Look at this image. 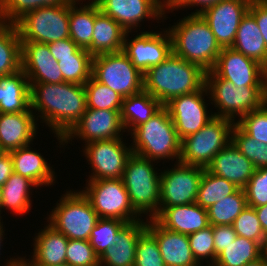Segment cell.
<instances>
[{
  "mask_svg": "<svg viewBox=\"0 0 267 266\" xmlns=\"http://www.w3.org/2000/svg\"><path fill=\"white\" fill-rule=\"evenodd\" d=\"M29 84L30 109L37 122L50 128L57 147H64L63 137L87 110L85 86L70 82Z\"/></svg>",
  "mask_w": 267,
  "mask_h": 266,
  "instance_id": "obj_1",
  "label": "cell"
},
{
  "mask_svg": "<svg viewBox=\"0 0 267 266\" xmlns=\"http://www.w3.org/2000/svg\"><path fill=\"white\" fill-rule=\"evenodd\" d=\"M204 71L173 52L163 62L144 73V90L164 106L171 99L191 94L205 85Z\"/></svg>",
  "mask_w": 267,
  "mask_h": 266,
  "instance_id": "obj_2",
  "label": "cell"
},
{
  "mask_svg": "<svg viewBox=\"0 0 267 266\" xmlns=\"http://www.w3.org/2000/svg\"><path fill=\"white\" fill-rule=\"evenodd\" d=\"M170 25L167 29L172 39L173 53L206 72L212 70L222 48L203 17L200 14H186Z\"/></svg>",
  "mask_w": 267,
  "mask_h": 266,
  "instance_id": "obj_3",
  "label": "cell"
},
{
  "mask_svg": "<svg viewBox=\"0 0 267 266\" xmlns=\"http://www.w3.org/2000/svg\"><path fill=\"white\" fill-rule=\"evenodd\" d=\"M133 153L157 163L169 160L179 162L181 140L168 110L163 106L146 123L136 127L130 134ZM176 161H175V160Z\"/></svg>",
  "mask_w": 267,
  "mask_h": 266,
  "instance_id": "obj_4",
  "label": "cell"
},
{
  "mask_svg": "<svg viewBox=\"0 0 267 266\" xmlns=\"http://www.w3.org/2000/svg\"><path fill=\"white\" fill-rule=\"evenodd\" d=\"M205 85L210 97L207 101L217 111L213 112L214 117L229 119L234 123L267 102V86H235L212 70L206 72Z\"/></svg>",
  "mask_w": 267,
  "mask_h": 266,
  "instance_id": "obj_5",
  "label": "cell"
},
{
  "mask_svg": "<svg viewBox=\"0 0 267 266\" xmlns=\"http://www.w3.org/2000/svg\"><path fill=\"white\" fill-rule=\"evenodd\" d=\"M154 162V163H153ZM157 162L132 153L122 176L133 209L144 219L159 213L160 168Z\"/></svg>",
  "mask_w": 267,
  "mask_h": 266,
  "instance_id": "obj_6",
  "label": "cell"
},
{
  "mask_svg": "<svg viewBox=\"0 0 267 266\" xmlns=\"http://www.w3.org/2000/svg\"><path fill=\"white\" fill-rule=\"evenodd\" d=\"M57 199L46 219L56 231L68 239L88 240L99 219L88 198L80 189H66Z\"/></svg>",
  "mask_w": 267,
  "mask_h": 266,
  "instance_id": "obj_7",
  "label": "cell"
},
{
  "mask_svg": "<svg viewBox=\"0 0 267 266\" xmlns=\"http://www.w3.org/2000/svg\"><path fill=\"white\" fill-rule=\"evenodd\" d=\"M234 124L229 119L214 117L198 132L182 139L179 162L206 168L231 142Z\"/></svg>",
  "mask_w": 267,
  "mask_h": 266,
  "instance_id": "obj_8",
  "label": "cell"
},
{
  "mask_svg": "<svg viewBox=\"0 0 267 266\" xmlns=\"http://www.w3.org/2000/svg\"><path fill=\"white\" fill-rule=\"evenodd\" d=\"M82 193L99 218L133 222L143 219L132 207L122 179L85 180Z\"/></svg>",
  "mask_w": 267,
  "mask_h": 266,
  "instance_id": "obj_9",
  "label": "cell"
},
{
  "mask_svg": "<svg viewBox=\"0 0 267 266\" xmlns=\"http://www.w3.org/2000/svg\"><path fill=\"white\" fill-rule=\"evenodd\" d=\"M92 77L123 98L144 90V74L123 51L94 56Z\"/></svg>",
  "mask_w": 267,
  "mask_h": 266,
  "instance_id": "obj_10",
  "label": "cell"
},
{
  "mask_svg": "<svg viewBox=\"0 0 267 266\" xmlns=\"http://www.w3.org/2000/svg\"><path fill=\"white\" fill-rule=\"evenodd\" d=\"M69 11L70 3L27 13L16 23L21 42L47 44L70 38Z\"/></svg>",
  "mask_w": 267,
  "mask_h": 266,
  "instance_id": "obj_11",
  "label": "cell"
},
{
  "mask_svg": "<svg viewBox=\"0 0 267 266\" xmlns=\"http://www.w3.org/2000/svg\"><path fill=\"white\" fill-rule=\"evenodd\" d=\"M124 139L92 141L82 146V154L91 168L87 180L122 179L126 163L133 153L131 142L128 144Z\"/></svg>",
  "mask_w": 267,
  "mask_h": 266,
  "instance_id": "obj_12",
  "label": "cell"
},
{
  "mask_svg": "<svg viewBox=\"0 0 267 266\" xmlns=\"http://www.w3.org/2000/svg\"><path fill=\"white\" fill-rule=\"evenodd\" d=\"M160 171L159 207L180 206L196 203L198 188L204 167L181 162Z\"/></svg>",
  "mask_w": 267,
  "mask_h": 266,
  "instance_id": "obj_13",
  "label": "cell"
},
{
  "mask_svg": "<svg viewBox=\"0 0 267 266\" xmlns=\"http://www.w3.org/2000/svg\"><path fill=\"white\" fill-rule=\"evenodd\" d=\"M154 31L141 30L138 33L125 34L122 51L143 74L150 67L163 62L173 52L172 39L167 27ZM130 35L135 36L132 38Z\"/></svg>",
  "mask_w": 267,
  "mask_h": 266,
  "instance_id": "obj_14",
  "label": "cell"
},
{
  "mask_svg": "<svg viewBox=\"0 0 267 266\" xmlns=\"http://www.w3.org/2000/svg\"><path fill=\"white\" fill-rule=\"evenodd\" d=\"M205 97L210 98L206 85L191 94L175 97L164 105L180 140L198 132L214 118V111L208 110L211 104Z\"/></svg>",
  "mask_w": 267,
  "mask_h": 266,
  "instance_id": "obj_15",
  "label": "cell"
},
{
  "mask_svg": "<svg viewBox=\"0 0 267 266\" xmlns=\"http://www.w3.org/2000/svg\"><path fill=\"white\" fill-rule=\"evenodd\" d=\"M95 2L102 13L118 22L126 32L140 31L141 25L146 21L164 22L167 8V0H96Z\"/></svg>",
  "mask_w": 267,
  "mask_h": 266,
  "instance_id": "obj_16",
  "label": "cell"
},
{
  "mask_svg": "<svg viewBox=\"0 0 267 266\" xmlns=\"http://www.w3.org/2000/svg\"><path fill=\"white\" fill-rule=\"evenodd\" d=\"M125 129L121 120L120 110L89 109L80 120L63 137L64 148L74 139L87 144L92 141L110 140L123 137Z\"/></svg>",
  "mask_w": 267,
  "mask_h": 266,
  "instance_id": "obj_17",
  "label": "cell"
},
{
  "mask_svg": "<svg viewBox=\"0 0 267 266\" xmlns=\"http://www.w3.org/2000/svg\"><path fill=\"white\" fill-rule=\"evenodd\" d=\"M212 71L235 86H267V70L233 48H222Z\"/></svg>",
  "mask_w": 267,
  "mask_h": 266,
  "instance_id": "obj_18",
  "label": "cell"
},
{
  "mask_svg": "<svg viewBox=\"0 0 267 266\" xmlns=\"http://www.w3.org/2000/svg\"><path fill=\"white\" fill-rule=\"evenodd\" d=\"M249 4L246 0H221L199 13L210 26L221 48L232 47Z\"/></svg>",
  "mask_w": 267,
  "mask_h": 266,
  "instance_id": "obj_19",
  "label": "cell"
},
{
  "mask_svg": "<svg viewBox=\"0 0 267 266\" xmlns=\"http://www.w3.org/2000/svg\"><path fill=\"white\" fill-rule=\"evenodd\" d=\"M21 70L29 83H63V75L48 44L21 42Z\"/></svg>",
  "mask_w": 267,
  "mask_h": 266,
  "instance_id": "obj_20",
  "label": "cell"
},
{
  "mask_svg": "<svg viewBox=\"0 0 267 266\" xmlns=\"http://www.w3.org/2000/svg\"><path fill=\"white\" fill-rule=\"evenodd\" d=\"M38 126L31 109L20 113H0V150L10 153L34 143L39 136Z\"/></svg>",
  "mask_w": 267,
  "mask_h": 266,
  "instance_id": "obj_21",
  "label": "cell"
},
{
  "mask_svg": "<svg viewBox=\"0 0 267 266\" xmlns=\"http://www.w3.org/2000/svg\"><path fill=\"white\" fill-rule=\"evenodd\" d=\"M146 229L155 237L166 266H200L193 257L188 235L168 230L155 218Z\"/></svg>",
  "mask_w": 267,
  "mask_h": 266,
  "instance_id": "obj_22",
  "label": "cell"
},
{
  "mask_svg": "<svg viewBox=\"0 0 267 266\" xmlns=\"http://www.w3.org/2000/svg\"><path fill=\"white\" fill-rule=\"evenodd\" d=\"M46 224V226H45ZM44 228L38 229L33 238V252L27 258L22 255L21 260L27 266H55L66 263V249L68 238L56 231L47 222ZM36 235V236H35Z\"/></svg>",
  "mask_w": 267,
  "mask_h": 266,
  "instance_id": "obj_23",
  "label": "cell"
},
{
  "mask_svg": "<svg viewBox=\"0 0 267 266\" xmlns=\"http://www.w3.org/2000/svg\"><path fill=\"white\" fill-rule=\"evenodd\" d=\"M32 143L10 152L13 163V172L30 179L38 188L53 187L56 183L57 173L54 165L48 163L47 158L39 151L33 149ZM39 151V152H38Z\"/></svg>",
  "mask_w": 267,
  "mask_h": 266,
  "instance_id": "obj_24",
  "label": "cell"
},
{
  "mask_svg": "<svg viewBox=\"0 0 267 266\" xmlns=\"http://www.w3.org/2000/svg\"><path fill=\"white\" fill-rule=\"evenodd\" d=\"M206 169L244 189L256 168L232 142L219 151Z\"/></svg>",
  "mask_w": 267,
  "mask_h": 266,
  "instance_id": "obj_25",
  "label": "cell"
},
{
  "mask_svg": "<svg viewBox=\"0 0 267 266\" xmlns=\"http://www.w3.org/2000/svg\"><path fill=\"white\" fill-rule=\"evenodd\" d=\"M147 219L126 223L117 233L114 244L100 257V266H134L136 246L146 230Z\"/></svg>",
  "mask_w": 267,
  "mask_h": 266,
  "instance_id": "obj_26",
  "label": "cell"
},
{
  "mask_svg": "<svg viewBox=\"0 0 267 266\" xmlns=\"http://www.w3.org/2000/svg\"><path fill=\"white\" fill-rule=\"evenodd\" d=\"M155 219L165 228L189 235L209 226L207 210L197 203L159 207Z\"/></svg>",
  "mask_w": 267,
  "mask_h": 266,
  "instance_id": "obj_27",
  "label": "cell"
},
{
  "mask_svg": "<svg viewBox=\"0 0 267 266\" xmlns=\"http://www.w3.org/2000/svg\"><path fill=\"white\" fill-rule=\"evenodd\" d=\"M126 31L123 27L99 10L95 2V21L91 45L87 52L92 56L119 52L123 49Z\"/></svg>",
  "mask_w": 267,
  "mask_h": 266,
  "instance_id": "obj_28",
  "label": "cell"
},
{
  "mask_svg": "<svg viewBox=\"0 0 267 266\" xmlns=\"http://www.w3.org/2000/svg\"><path fill=\"white\" fill-rule=\"evenodd\" d=\"M2 189V204L0 217L4 210L10 211L12 215L24 216L31 212L33 190H40L30 179L13 172ZM4 209V210H3ZM14 212V213H13Z\"/></svg>",
  "mask_w": 267,
  "mask_h": 266,
  "instance_id": "obj_29",
  "label": "cell"
},
{
  "mask_svg": "<svg viewBox=\"0 0 267 266\" xmlns=\"http://www.w3.org/2000/svg\"><path fill=\"white\" fill-rule=\"evenodd\" d=\"M30 109V84L20 70L0 76V113H20Z\"/></svg>",
  "mask_w": 267,
  "mask_h": 266,
  "instance_id": "obj_30",
  "label": "cell"
},
{
  "mask_svg": "<svg viewBox=\"0 0 267 266\" xmlns=\"http://www.w3.org/2000/svg\"><path fill=\"white\" fill-rule=\"evenodd\" d=\"M257 61L267 70V47L255 18L247 11L242 17L232 47Z\"/></svg>",
  "mask_w": 267,
  "mask_h": 266,
  "instance_id": "obj_31",
  "label": "cell"
},
{
  "mask_svg": "<svg viewBox=\"0 0 267 266\" xmlns=\"http://www.w3.org/2000/svg\"><path fill=\"white\" fill-rule=\"evenodd\" d=\"M163 105L145 90L123 98L121 120L128 136L136 127L146 123Z\"/></svg>",
  "mask_w": 267,
  "mask_h": 266,
  "instance_id": "obj_32",
  "label": "cell"
},
{
  "mask_svg": "<svg viewBox=\"0 0 267 266\" xmlns=\"http://www.w3.org/2000/svg\"><path fill=\"white\" fill-rule=\"evenodd\" d=\"M94 21L95 1L72 0L70 2V38L80 48L88 49L90 47L94 29Z\"/></svg>",
  "mask_w": 267,
  "mask_h": 266,
  "instance_id": "obj_33",
  "label": "cell"
},
{
  "mask_svg": "<svg viewBox=\"0 0 267 266\" xmlns=\"http://www.w3.org/2000/svg\"><path fill=\"white\" fill-rule=\"evenodd\" d=\"M21 70V39L16 24L0 22V76Z\"/></svg>",
  "mask_w": 267,
  "mask_h": 266,
  "instance_id": "obj_34",
  "label": "cell"
},
{
  "mask_svg": "<svg viewBox=\"0 0 267 266\" xmlns=\"http://www.w3.org/2000/svg\"><path fill=\"white\" fill-rule=\"evenodd\" d=\"M264 255V248L254 240L237 236L226 249L220 252L213 266H244Z\"/></svg>",
  "mask_w": 267,
  "mask_h": 266,
  "instance_id": "obj_35",
  "label": "cell"
},
{
  "mask_svg": "<svg viewBox=\"0 0 267 266\" xmlns=\"http://www.w3.org/2000/svg\"><path fill=\"white\" fill-rule=\"evenodd\" d=\"M237 189L238 187L232 182L214 175L205 168L200 180L196 203L207 210Z\"/></svg>",
  "mask_w": 267,
  "mask_h": 266,
  "instance_id": "obj_36",
  "label": "cell"
},
{
  "mask_svg": "<svg viewBox=\"0 0 267 266\" xmlns=\"http://www.w3.org/2000/svg\"><path fill=\"white\" fill-rule=\"evenodd\" d=\"M247 206L245 191L238 188L233 194L207 209L209 224L233 225L234 220Z\"/></svg>",
  "mask_w": 267,
  "mask_h": 266,
  "instance_id": "obj_37",
  "label": "cell"
},
{
  "mask_svg": "<svg viewBox=\"0 0 267 266\" xmlns=\"http://www.w3.org/2000/svg\"><path fill=\"white\" fill-rule=\"evenodd\" d=\"M92 59L87 49L78 48L75 57L59 58L64 82L84 85L92 77Z\"/></svg>",
  "mask_w": 267,
  "mask_h": 266,
  "instance_id": "obj_38",
  "label": "cell"
},
{
  "mask_svg": "<svg viewBox=\"0 0 267 266\" xmlns=\"http://www.w3.org/2000/svg\"><path fill=\"white\" fill-rule=\"evenodd\" d=\"M72 0H0V22L16 24L31 11L68 4Z\"/></svg>",
  "mask_w": 267,
  "mask_h": 266,
  "instance_id": "obj_39",
  "label": "cell"
},
{
  "mask_svg": "<svg viewBox=\"0 0 267 266\" xmlns=\"http://www.w3.org/2000/svg\"><path fill=\"white\" fill-rule=\"evenodd\" d=\"M86 102L89 109L121 110L123 97L91 77L85 84Z\"/></svg>",
  "mask_w": 267,
  "mask_h": 266,
  "instance_id": "obj_40",
  "label": "cell"
},
{
  "mask_svg": "<svg viewBox=\"0 0 267 266\" xmlns=\"http://www.w3.org/2000/svg\"><path fill=\"white\" fill-rule=\"evenodd\" d=\"M231 142L256 169L267 168V145L247 135L236 123L231 132Z\"/></svg>",
  "mask_w": 267,
  "mask_h": 266,
  "instance_id": "obj_41",
  "label": "cell"
},
{
  "mask_svg": "<svg viewBox=\"0 0 267 266\" xmlns=\"http://www.w3.org/2000/svg\"><path fill=\"white\" fill-rule=\"evenodd\" d=\"M126 223L117 219H98L91 231L89 242L99 257L114 244L115 236Z\"/></svg>",
  "mask_w": 267,
  "mask_h": 266,
  "instance_id": "obj_42",
  "label": "cell"
},
{
  "mask_svg": "<svg viewBox=\"0 0 267 266\" xmlns=\"http://www.w3.org/2000/svg\"><path fill=\"white\" fill-rule=\"evenodd\" d=\"M188 239L196 262L200 266H213L215 262V248L212 225L189 234Z\"/></svg>",
  "mask_w": 267,
  "mask_h": 266,
  "instance_id": "obj_43",
  "label": "cell"
},
{
  "mask_svg": "<svg viewBox=\"0 0 267 266\" xmlns=\"http://www.w3.org/2000/svg\"><path fill=\"white\" fill-rule=\"evenodd\" d=\"M232 226L237 236L254 240L264 249L267 247V237L262 230L254 207L247 206L234 220Z\"/></svg>",
  "mask_w": 267,
  "mask_h": 266,
  "instance_id": "obj_44",
  "label": "cell"
},
{
  "mask_svg": "<svg viewBox=\"0 0 267 266\" xmlns=\"http://www.w3.org/2000/svg\"><path fill=\"white\" fill-rule=\"evenodd\" d=\"M134 266H166L155 237L147 229L139 237Z\"/></svg>",
  "mask_w": 267,
  "mask_h": 266,
  "instance_id": "obj_45",
  "label": "cell"
},
{
  "mask_svg": "<svg viewBox=\"0 0 267 266\" xmlns=\"http://www.w3.org/2000/svg\"><path fill=\"white\" fill-rule=\"evenodd\" d=\"M247 135L267 145V102L236 123Z\"/></svg>",
  "mask_w": 267,
  "mask_h": 266,
  "instance_id": "obj_46",
  "label": "cell"
},
{
  "mask_svg": "<svg viewBox=\"0 0 267 266\" xmlns=\"http://www.w3.org/2000/svg\"><path fill=\"white\" fill-rule=\"evenodd\" d=\"M66 263L71 266H100L99 256L88 240L68 239Z\"/></svg>",
  "mask_w": 267,
  "mask_h": 266,
  "instance_id": "obj_47",
  "label": "cell"
},
{
  "mask_svg": "<svg viewBox=\"0 0 267 266\" xmlns=\"http://www.w3.org/2000/svg\"><path fill=\"white\" fill-rule=\"evenodd\" d=\"M247 205L258 207L267 204V168H258L244 188Z\"/></svg>",
  "mask_w": 267,
  "mask_h": 266,
  "instance_id": "obj_48",
  "label": "cell"
},
{
  "mask_svg": "<svg viewBox=\"0 0 267 266\" xmlns=\"http://www.w3.org/2000/svg\"><path fill=\"white\" fill-rule=\"evenodd\" d=\"M221 0H167V8L164 14V23L166 17L168 16L167 14L173 13V11L182 10V9H194L195 7L196 10L192 11L191 14H199L202 11H204L206 8L213 6L214 4L218 3ZM194 7V8H193ZM200 7V8H199ZM199 8V9H198Z\"/></svg>",
  "mask_w": 267,
  "mask_h": 266,
  "instance_id": "obj_49",
  "label": "cell"
},
{
  "mask_svg": "<svg viewBox=\"0 0 267 266\" xmlns=\"http://www.w3.org/2000/svg\"><path fill=\"white\" fill-rule=\"evenodd\" d=\"M212 228L216 260L217 255L226 249L231 242H234L237 234L232 225H217L212 226Z\"/></svg>",
  "mask_w": 267,
  "mask_h": 266,
  "instance_id": "obj_50",
  "label": "cell"
},
{
  "mask_svg": "<svg viewBox=\"0 0 267 266\" xmlns=\"http://www.w3.org/2000/svg\"><path fill=\"white\" fill-rule=\"evenodd\" d=\"M52 56L59 61V58L75 57V51L79 46L71 39H61L52 43H47Z\"/></svg>",
  "mask_w": 267,
  "mask_h": 266,
  "instance_id": "obj_51",
  "label": "cell"
},
{
  "mask_svg": "<svg viewBox=\"0 0 267 266\" xmlns=\"http://www.w3.org/2000/svg\"><path fill=\"white\" fill-rule=\"evenodd\" d=\"M248 12L255 18L267 47V2H252Z\"/></svg>",
  "mask_w": 267,
  "mask_h": 266,
  "instance_id": "obj_52",
  "label": "cell"
},
{
  "mask_svg": "<svg viewBox=\"0 0 267 266\" xmlns=\"http://www.w3.org/2000/svg\"><path fill=\"white\" fill-rule=\"evenodd\" d=\"M13 173V163L9 153L0 150V186L2 187Z\"/></svg>",
  "mask_w": 267,
  "mask_h": 266,
  "instance_id": "obj_53",
  "label": "cell"
},
{
  "mask_svg": "<svg viewBox=\"0 0 267 266\" xmlns=\"http://www.w3.org/2000/svg\"><path fill=\"white\" fill-rule=\"evenodd\" d=\"M254 209L258 216V220L260 221L262 230L267 237V204L255 207Z\"/></svg>",
  "mask_w": 267,
  "mask_h": 266,
  "instance_id": "obj_54",
  "label": "cell"
},
{
  "mask_svg": "<svg viewBox=\"0 0 267 266\" xmlns=\"http://www.w3.org/2000/svg\"><path fill=\"white\" fill-rule=\"evenodd\" d=\"M21 256L19 255V256H12V258L10 257V259L9 258H7L6 260H5V264L3 265V264H0V265H2V266H27L21 259Z\"/></svg>",
  "mask_w": 267,
  "mask_h": 266,
  "instance_id": "obj_55",
  "label": "cell"
},
{
  "mask_svg": "<svg viewBox=\"0 0 267 266\" xmlns=\"http://www.w3.org/2000/svg\"><path fill=\"white\" fill-rule=\"evenodd\" d=\"M6 224L3 222V218L2 217H0V256L2 255V251H1V249L3 248V244H6V243H3L4 242V240L6 239V237H5V235H6V233H5V226ZM0 261H1V259H0Z\"/></svg>",
  "mask_w": 267,
  "mask_h": 266,
  "instance_id": "obj_56",
  "label": "cell"
},
{
  "mask_svg": "<svg viewBox=\"0 0 267 266\" xmlns=\"http://www.w3.org/2000/svg\"><path fill=\"white\" fill-rule=\"evenodd\" d=\"M244 266H267V260H266V257L263 255L262 257H260L256 261L247 263Z\"/></svg>",
  "mask_w": 267,
  "mask_h": 266,
  "instance_id": "obj_57",
  "label": "cell"
},
{
  "mask_svg": "<svg viewBox=\"0 0 267 266\" xmlns=\"http://www.w3.org/2000/svg\"><path fill=\"white\" fill-rule=\"evenodd\" d=\"M248 1L249 3H252V2H267V0H246Z\"/></svg>",
  "mask_w": 267,
  "mask_h": 266,
  "instance_id": "obj_58",
  "label": "cell"
},
{
  "mask_svg": "<svg viewBox=\"0 0 267 266\" xmlns=\"http://www.w3.org/2000/svg\"><path fill=\"white\" fill-rule=\"evenodd\" d=\"M1 204H2V189H1V186H0V207H1Z\"/></svg>",
  "mask_w": 267,
  "mask_h": 266,
  "instance_id": "obj_59",
  "label": "cell"
},
{
  "mask_svg": "<svg viewBox=\"0 0 267 266\" xmlns=\"http://www.w3.org/2000/svg\"><path fill=\"white\" fill-rule=\"evenodd\" d=\"M264 256L266 257L267 260V247L264 249Z\"/></svg>",
  "mask_w": 267,
  "mask_h": 266,
  "instance_id": "obj_60",
  "label": "cell"
},
{
  "mask_svg": "<svg viewBox=\"0 0 267 266\" xmlns=\"http://www.w3.org/2000/svg\"><path fill=\"white\" fill-rule=\"evenodd\" d=\"M55 266H71L68 263L60 264V265H55Z\"/></svg>",
  "mask_w": 267,
  "mask_h": 266,
  "instance_id": "obj_61",
  "label": "cell"
}]
</instances>
